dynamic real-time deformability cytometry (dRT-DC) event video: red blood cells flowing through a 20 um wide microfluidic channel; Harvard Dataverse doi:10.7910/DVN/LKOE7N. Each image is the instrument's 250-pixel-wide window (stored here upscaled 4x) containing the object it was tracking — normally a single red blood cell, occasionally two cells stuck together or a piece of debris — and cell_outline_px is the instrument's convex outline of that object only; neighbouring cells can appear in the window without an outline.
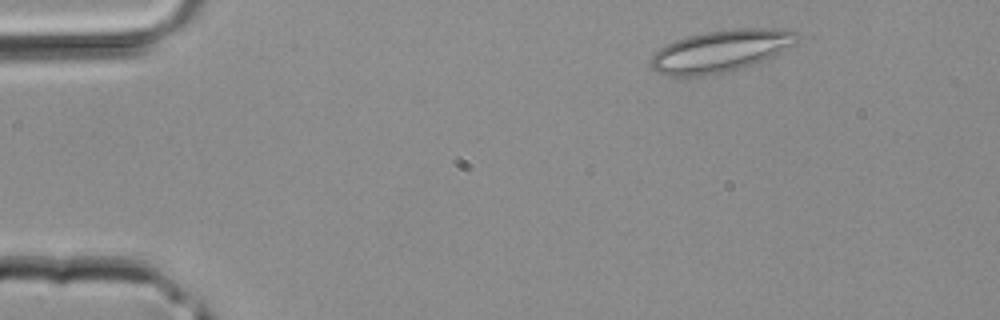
{"species": "common noctule bat (a hibernating species)", "species_latin": "Nyctalus noctula", "temperature_condition": "room temperature", "stored_images_in_passage": 35, "camera_frame_rate_fps": 3000, "um_per_image_px": 0.085, "animal": {"sex": "male", "body_mass_g": 20.4}, "frame": {"image": 1, "passage_image": 1, "time_ms": 0.0, "image_size_px": [1000, 320], "cell_outline_px": [[804, 36], [796, 44], [776, 56], [740, 68], [724, 72], [704, 76], [668, 76], [656, 72], [652, 68], [652, 56], [660, 48], [676, 40], [688, 36], [704, 32], [736, 28], [784, 28], [796, 32]], "centroid_in_image_um": [61.36, 4.32], "position_along_channel_um": 23.6, "area_um2": 36.13}}
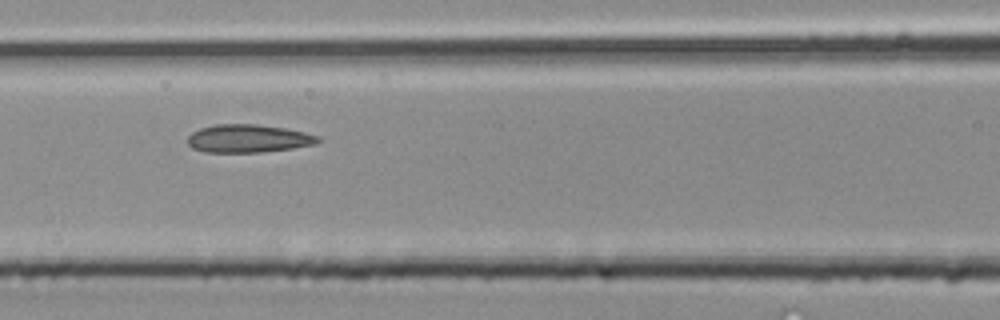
{"frame": {"image": 2, "passage_image": 13, "time_ms": 4.0, "image_size_px": [1000, 320], "cell_outline_px": [[320, 140], [316, 144], [292, 148], [260, 152], [204, 152], [192, 148], [188, 144], [188, 136], [192, 132], [200, 128], [216, 124], [256, 124], [284, 128], [304, 132], [320, 136]], "centroid_in_image_um": [21.09, 11.77], "position_along_channel_um": 145.5, "area_um2": 21.27}}
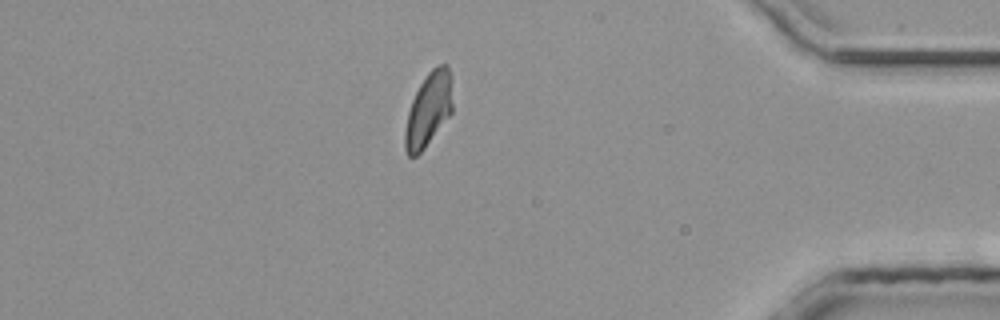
{"frame": {"image": 3, "passage_image": 30, "time_ms": 9.667, "image_size_px": [1000, 320], "cell_outline_px": [[452, 112], [424, 148], [416, 156], [408, 156], [404, 148], [404, 132], [408, 112], [412, 100], [420, 84], [428, 72], [432, 68], [440, 64], [448, 64], [452, 76]], "centroid_in_image_um": [36.43, 9.28], "position_along_channel_um": 398.8, "area_um2": 20.52}}